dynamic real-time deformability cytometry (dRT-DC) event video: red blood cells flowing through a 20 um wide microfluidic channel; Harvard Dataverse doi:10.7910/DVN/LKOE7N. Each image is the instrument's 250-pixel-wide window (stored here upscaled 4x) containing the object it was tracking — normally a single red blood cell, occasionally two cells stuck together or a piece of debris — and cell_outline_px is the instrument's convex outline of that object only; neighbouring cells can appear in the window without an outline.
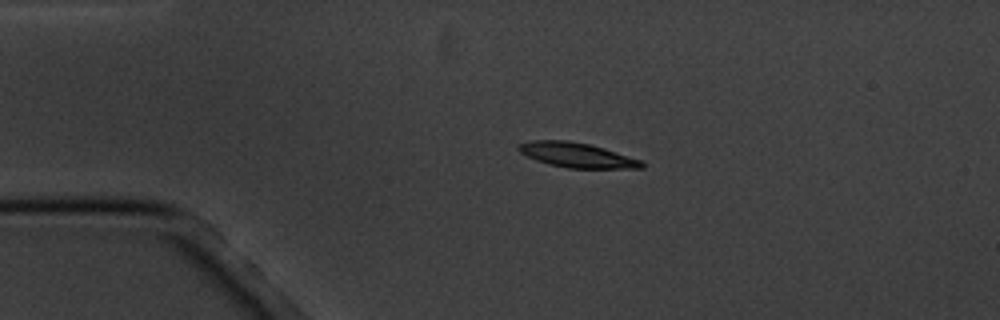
{"species": "common noctule bat (a hibernating species)", "species_latin": "Nyctalus noctula", "temperature_condition": "cold", "stored_images_in_passage": 4, "camera_frame_rate_fps": 3000, "um_per_image_px": 0.085, "animal": {"sex": "male", "body_mass_g": 20.1, "forearm_length_mm": 53.5}, "frame": {"image": 1, "passage_image": 3, "time_ms": 2.333, "image_size_px": [1000, 320], "cell_outline_px": [[644, 168], [568, 168], [548, 164], [536, 160], [520, 152], [516, 148], [516, 144], [532, 140], [568, 140], [588, 144], [604, 148], [640, 160], [644, 164]], "centroid_in_image_um": [48.98, 13.17], "position_along_channel_um": 36.0, "area_um2": 17.69}}